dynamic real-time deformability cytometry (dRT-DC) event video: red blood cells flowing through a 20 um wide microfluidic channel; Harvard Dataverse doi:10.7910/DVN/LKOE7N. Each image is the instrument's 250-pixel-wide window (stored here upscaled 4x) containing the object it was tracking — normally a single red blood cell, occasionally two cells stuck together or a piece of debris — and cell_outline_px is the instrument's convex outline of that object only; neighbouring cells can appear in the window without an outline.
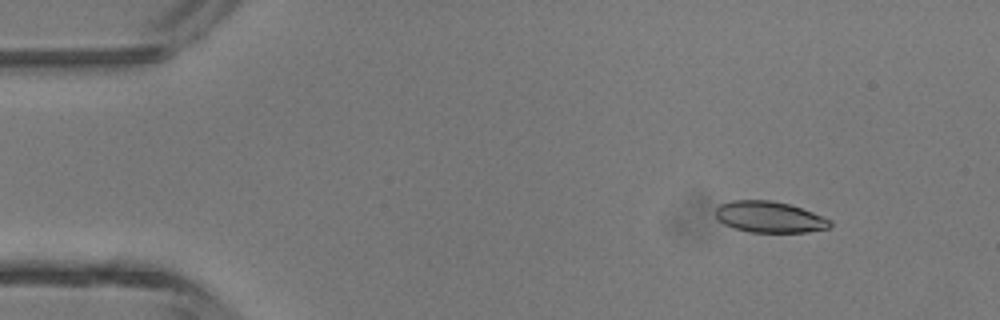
{"species": "common noctule bat (a hibernating species)", "species_latin": "Nyctalus noctula", "temperature_condition": "room temperature", "stored_images_in_passage": 46, "camera_frame_rate_fps": 3000, "um_per_image_px": 0.085, "animal": {"sex": "male", "body_mass_g": 13.3}, "frame": {"image": 1, "passage_image": 5, "time_ms": 1.333, "image_size_px": [1000, 320], "cell_outline_px": [[832, 224], [828, 228], [808, 232], [748, 232], [724, 224], [716, 216], [716, 208], [720, 204], [732, 200], [772, 200], [788, 204], [812, 212], [832, 220]], "centroid_in_image_um": [65.41, 18.44], "position_along_channel_um": 19.6, "area_um2": 20.69}}
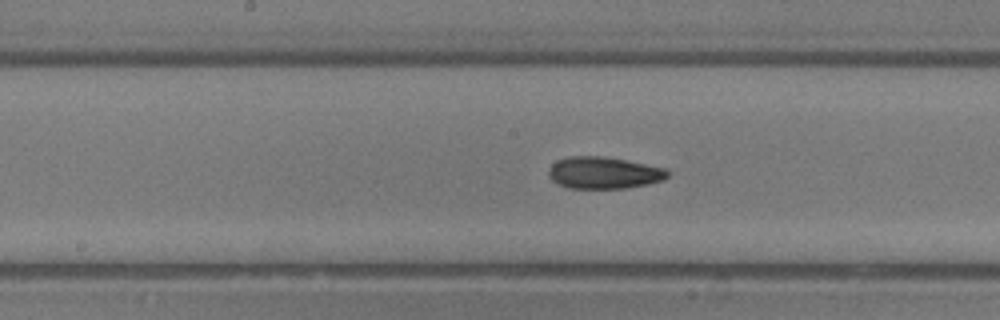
{"frame": {"image": 2, "passage_image": 23, "time_ms": 7.333, "image_size_px": [1000, 320], "cell_outline_px": [[668, 176], [664, 180], [648, 184], [628, 188], [568, 188], [552, 180], [548, 176], [548, 168], [556, 160], [568, 156], [604, 156], [668, 168]], "centroid_in_image_um": [51.33, 14.68], "position_along_channel_um": 196.9, "area_um2": 22.31}}
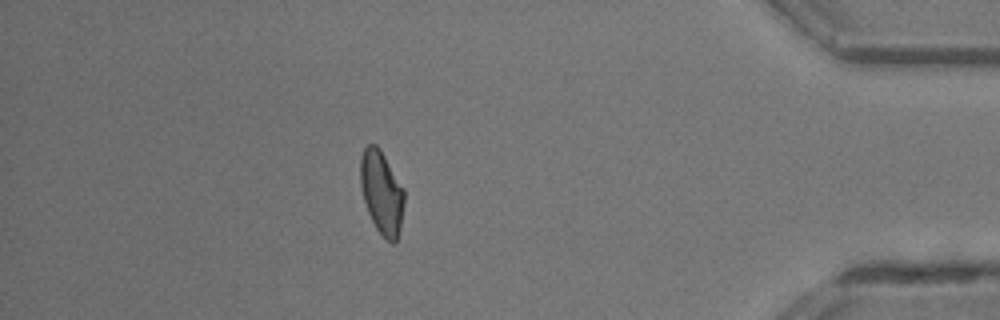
{"frame": {"image": 3, "passage_image": 40, "time_ms": 13.0, "image_size_px": [1000, 320], "cell_outline_px": [[404, 204], [400, 228], [396, 240], [392, 244], [376, 228], [368, 212], [364, 200], [360, 184], [360, 160], [364, 148], [368, 144], [376, 144], [380, 148], [404, 188]], "centroid_in_image_um": [32.44, 16.32], "position_along_channel_um": 402.8, "area_um2": 21.15}, "authors_computed_cell_mechanics": {"area_um2": 21.2704, "velocity_mm_per_s": 4.4567, "shape_relaxation_time_tau1_ms": null, "shape_relaxation_time_tau2_ms": 2.5054, "deformation_change_tau1": null, "deformation_change_tau2": 0.0948}}